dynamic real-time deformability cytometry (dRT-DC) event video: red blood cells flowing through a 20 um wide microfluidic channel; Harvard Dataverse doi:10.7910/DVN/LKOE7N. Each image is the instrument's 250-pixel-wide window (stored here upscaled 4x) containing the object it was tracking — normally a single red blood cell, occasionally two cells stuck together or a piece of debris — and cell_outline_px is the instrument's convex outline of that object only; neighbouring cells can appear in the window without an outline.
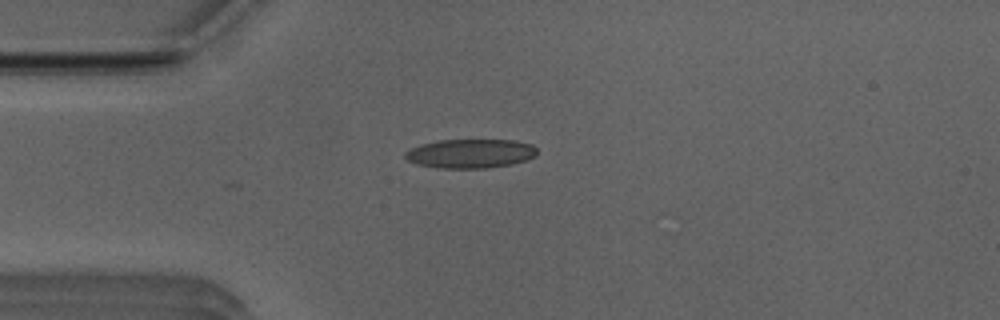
{"species": "Egyptian fruit bat (a non-hibernating species)", "species_latin": "Rousettus aegyptiacus", "temperature_condition": "room temperature", "stored_images_in_passage": 38, "camera_frame_rate_fps": 3000, "um_per_image_px": 0.085, "animal": {"sex": "male"}, "frame": {"image": 1, "passage_image": 2, "time_ms": 0.333, "image_size_px": [1000, 320], "cell_outline_px": [[536, 156], [528, 160], [512, 164], [488, 168], [440, 168], [416, 164], [408, 160], [404, 156], [404, 152], [420, 144], [436, 140], [512, 140], [532, 144], [536, 148]], "centroid_in_image_um": [39.99, 13.05], "position_along_channel_um": 45.0, "area_um2": 22.48}}
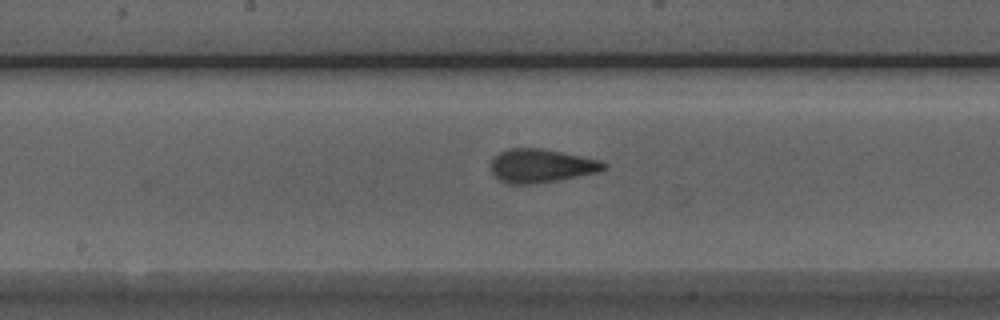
{"frame": {"image": 2, "passage_image": 15, "time_ms": 4.667, "image_size_px": [1000, 320], "cell_outline_px": [[608, 168], [600, 172], [556, 180], [532, 184], [508, 184], [500, 180], [492, 172], [492, 160], [500, 152], [508, 148], [540, 148], [600, 160], [608, 164]], "centroid_in_image_um": [46.04, 14.09], "position_along_channel_um": 202.2, "area_um2": 21.91}}
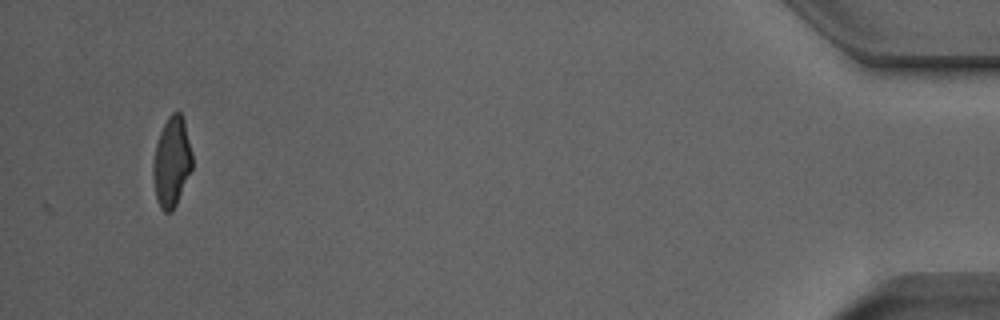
{"frame": {"image": 3, "passage_image": 38, "time_ms": 12.333, "image_size_px": [1000, 320], "cell_outline_px": [[192, 168], [176, 204], [172, 212], [164, 212], [160, 208], [156, 200], [152, 176], [152, 164], [156, 144], [160, 132], [168, 116], [172, 112], [180, 112], [184, 120], [192, 152]], "centroid_in_image_um": [14.57, 13.78], "position_along_channel_um": 420.6, "area_um2": 20.58}, "authors_computed_cell_mechanics": {"area_um2": 21.5883, "velocity_mm_per_s": 3.9712, "shape_relaxation_time_tau1_ms": 10.2671, "shape_relaxation_time_tau2_ms": 1.1144, "deformation_change_tau1": 0.2554, "deformation_change_tau2": 0.091}}